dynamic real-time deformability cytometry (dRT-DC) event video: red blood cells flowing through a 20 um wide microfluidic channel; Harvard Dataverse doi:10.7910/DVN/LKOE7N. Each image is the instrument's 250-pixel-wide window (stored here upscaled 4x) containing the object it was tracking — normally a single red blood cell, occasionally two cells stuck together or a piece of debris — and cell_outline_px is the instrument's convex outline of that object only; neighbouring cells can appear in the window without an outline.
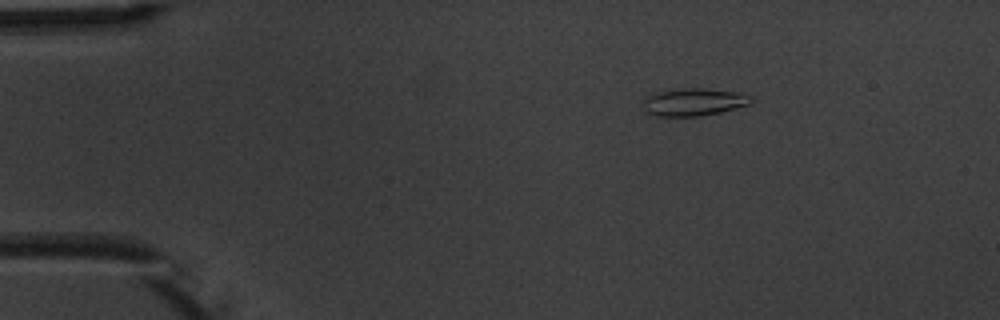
{"species": "common noctule bat (a hibernating species)", "species_latin": "Nyctalus noctula", "temperature_condition": "warm", "stored_images_in_passage": 3, "camera_frame_rate_fps": 3000, "um_per_image_px": 0.085, "animal": {"sex": "male", "body_mass_g": 20.1, "forearm_length_mm": 53.5}, "frame": {"image": 1, "passage_image": 1, "time_ms": 0.0, "image_size_px": [1000, 320], "cell_outline_px": [[756, 100], [748, 104], [720, 112], [700, 116], [656, 116], [644, 112], [644, 100], [648, 96], [656, 92], [684, 88], [704, 88], [740, 92], [752, 96]], "centroid_in_image_um": [58.99, 8.67], "position_along_channel_um": 26.0, "area_um2": 17.4}}